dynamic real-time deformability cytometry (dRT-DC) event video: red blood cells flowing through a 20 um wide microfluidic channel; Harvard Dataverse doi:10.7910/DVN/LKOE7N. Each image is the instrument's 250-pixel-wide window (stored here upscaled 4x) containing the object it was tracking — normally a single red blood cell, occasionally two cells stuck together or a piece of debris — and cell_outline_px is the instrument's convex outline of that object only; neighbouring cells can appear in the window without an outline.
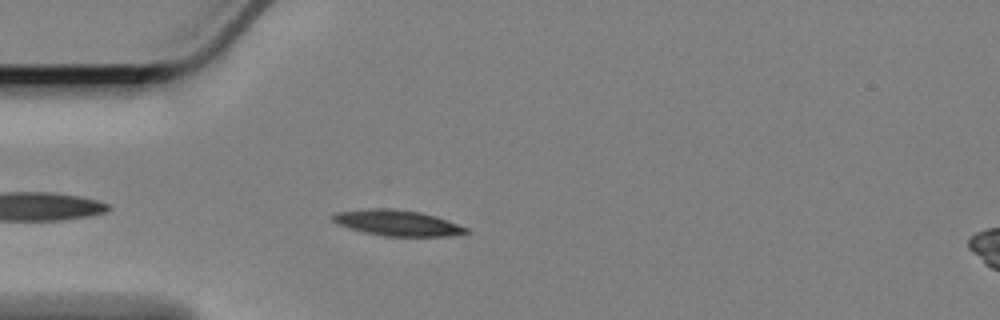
{"species": "Egyptian fruit bat (a non-hibernating species)", "species_latin": "Rousettus aegyptiacus", "temperature_condition": "cold", "stored_images_in_passage": 24, "camera_frame_rate_fps": 3000, "um_per_image_px": 0.085, "animal": {"sex": "female"}, "frame": {"image": 1, "passage_image": 5, "time_ms": 1.333, "image_size_px": [1000, 320], "cell_outline_px": [[472, 232], [448, 236], [384, 236], [364, 232], [348, 228], [336, 224], [332, 220], [332, 216], [336, 212], [368, 208], [392, 208], [420, 212], [436, 216], [448, 220], [468, 228]], "centroid_in_image_um": [33.77, 18.94], "position_along_channel_um": 51.2, "area_um2": 20.17}}
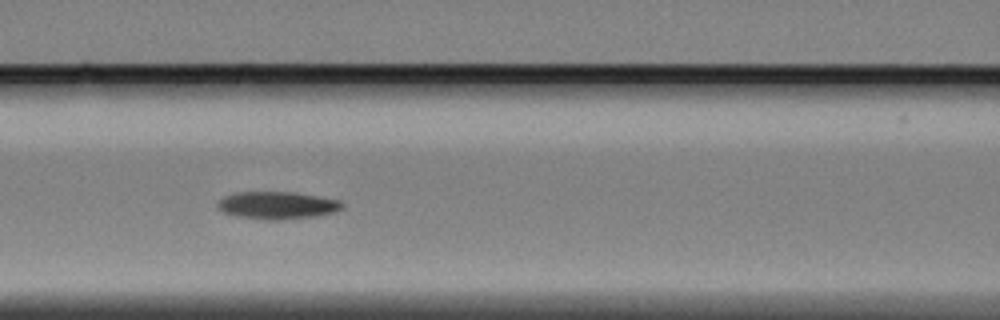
{"frame": {"image": 2, "passage_image": 14, "time_ms": 4.333, "image_size_px": [1000, 320], "cell_outline_px": [[344, 208], [332, 212], [316, 216], [276, 220], [268, 220], [236, 216], [224, 212], [216, 204], [216, 200], [224, 196], [236, 192], [296, 192], [340, 200], [344, 204]], "centroid_in_image_um": [23.56, 17.44], "position_along_channel_um": 143.0, "area_um2": 20.0}}
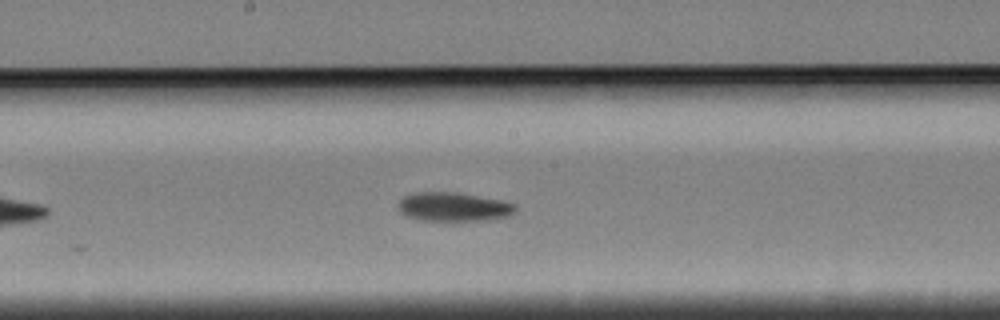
{"frame": {"image": 3, "passage_image": 20, "time_ms": 6.333, "image_size_px": [1000, 320], "cell_outline_px": [[520, 208], [516, 212], [508, 216], [488, 220], [416, 220], [404, 216], [396, 208], [396, 204], [404, 196], [416, 192], [456, 192], [500, 200], [516, 204]], "centroid_in_image_um": [38.53, 17.58], "position_along_channel_um": 209.7, "area_um2": 20.06}}